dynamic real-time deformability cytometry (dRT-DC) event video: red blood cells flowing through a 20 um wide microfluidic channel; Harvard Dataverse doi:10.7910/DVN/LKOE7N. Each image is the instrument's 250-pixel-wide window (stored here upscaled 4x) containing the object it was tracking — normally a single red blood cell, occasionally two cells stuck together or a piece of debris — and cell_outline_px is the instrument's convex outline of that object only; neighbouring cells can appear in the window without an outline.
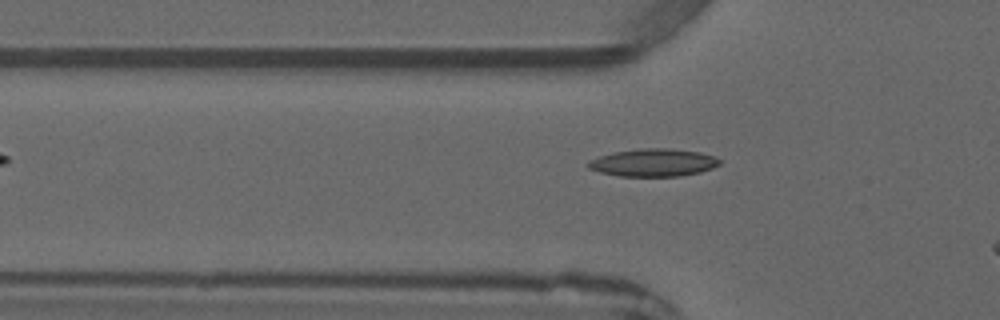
{"species": "common noctule bat (a hibernating species)", "species_latin": "Nyctalus noctula", "temperature_condition": "warm", "stored_images_in_passage": 4, "segment_of_instrument_passage": [1, 2], "camera_frame_rate_fps": 3000, "um_per_image_px": 0.085, "animal": {"sex": "male", "forearm_length_mm": 52.5}, "frame": {"image": 1, "passage_image": 2, "time_ms": 1.333, "image_size_px": [1000, 320], "cell_outline_px": [[720, 164], [712, 168], [700, 172], [680, 176], [620, 176], [600, 172], [588, 168], [588, 160], [612, 152], [640, 148], [672, 148], [700, 152], [716, 156], [720, 160]], "centroid_in_image_um": [55.55, 13.81], "position_along_channel_um": 70.3, "area_um2": 21.33}}
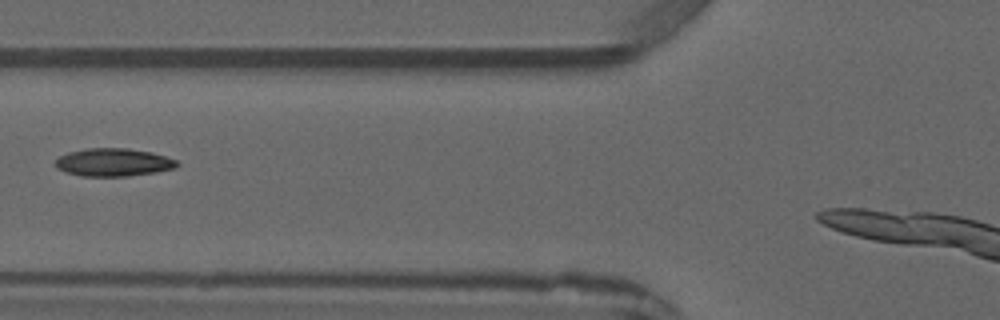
{"frame": {"image": 2, "passage_image": 3, "time_ms": 2.333, "image_size_px": [1000, 320], "cell_outline_px": [[180, 164], [176, 168], [156, 172], [128, 176], [80, 176], [56, 168], [56, 160], [60, 156], [68, 152], [88, 148], [128, 148], [152, 152], [176, 160]], "centroid_in_image_um": [9.66, 13.79], "position_along_channel_um": 116.1, "area_um2": 19.77}}